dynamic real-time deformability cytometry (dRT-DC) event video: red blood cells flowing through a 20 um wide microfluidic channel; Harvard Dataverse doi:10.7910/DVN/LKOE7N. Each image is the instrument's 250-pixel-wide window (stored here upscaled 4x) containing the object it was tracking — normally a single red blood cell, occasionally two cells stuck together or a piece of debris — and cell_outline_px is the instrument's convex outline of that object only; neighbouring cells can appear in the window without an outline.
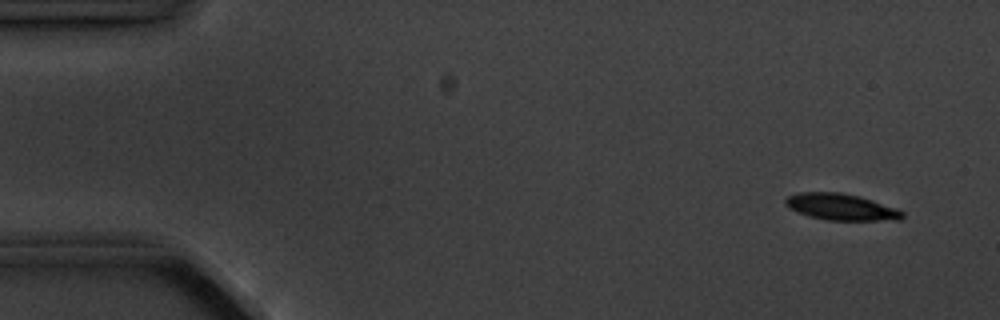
{"species": "common noctule bat (a hibernating species)", "species_latin": "Nyctalus noctula", "temperature_condition": "cold", "stored_images_in_passage": 8, "camera_frame_rate_fps": 3000, "um_per_image_px": 0.085, "animal": {"sex": "male", "body_mass_g": 20.1, "forearm_length_mm": 53.5}, "frame": {"image": 1, "passage_image": 1, "time_ms": 0.0, "image_size_px": [1000, 320], "cell_outline_px": [[904, 216], [900, 220], [824, 220], [808, 216], [796, 212], [788, 208], [784, 204], [784, 200], [788, 196], [800, 192], [840, 192], [872, 200], [896, 208], [904, 212]], "centroid_in_image_um": [71.45, 17.6], "position_along_channel_um": 13.6, "area_um2": 18.09}}